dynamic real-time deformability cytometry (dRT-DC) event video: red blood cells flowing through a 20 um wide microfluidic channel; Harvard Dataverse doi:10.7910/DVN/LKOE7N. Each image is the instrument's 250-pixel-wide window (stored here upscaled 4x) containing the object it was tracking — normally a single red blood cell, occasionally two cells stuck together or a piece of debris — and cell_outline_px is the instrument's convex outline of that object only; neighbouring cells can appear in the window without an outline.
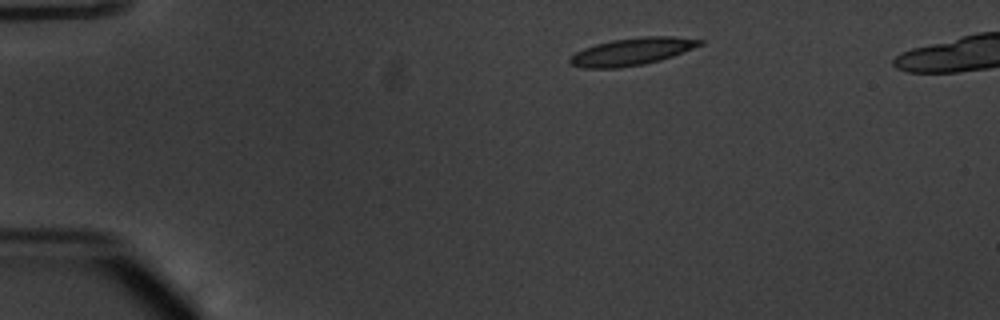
{"species": "common noctule bat (a hibernating species)", "species_latin": "Nyctalus noctula", "temperature_condition": "warm", "stored_images_in_passage": 44, "camera_frame_rate_fps": 3000, "um_per_image_px": 0.085, "animal": {"sex": "male", "body_mass_g": 20.1, "forearm_length_mm": 53.5}, "frame": {"image": 1, "passage_image": 1, "time_ms": 0.0, "image_size_px": [1000, 320], "cell_outline_px": [[704, 44], [672, 56], [660, 60], [644, 64], [616, 68], [580, 68], [572, 64], [568, 60], [576, 52], [584, 48], [596, 44], [612, 40], [640, 36], [672, 36], [704, 40]], "centroid_in_image_um": [53.73, 4.38], "position_along_channel_um": 31.3, "area_um2": 20.63}}
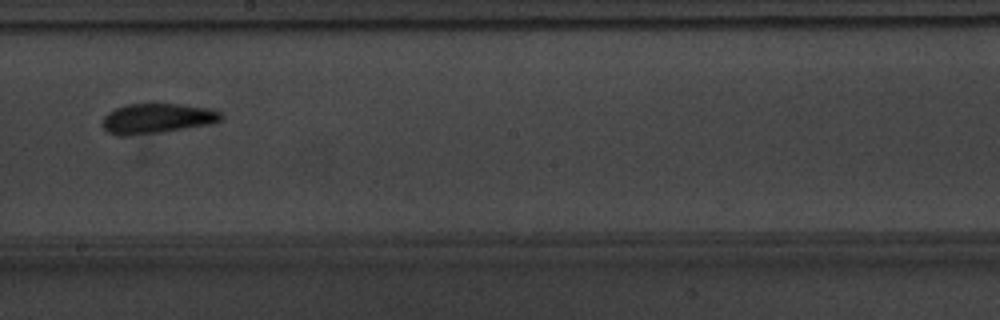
{"frame": {"image": 2, "passage_image": 22, "time_ms": 7.0, "image_size_px": [1000, 320], "cell_outline_px": [[224, 116], [220, 120], [212, 124], [128, 136], [116, 136], [108, 132], [100, 124], [104, 116], [108, 112], [124, 104], [180, 104], [208, 108], [220, 112]], "centroid_in_image_um": [13.3, 10.06], "position_along_channel_um": 234.9, "area_um2": 20.69}}
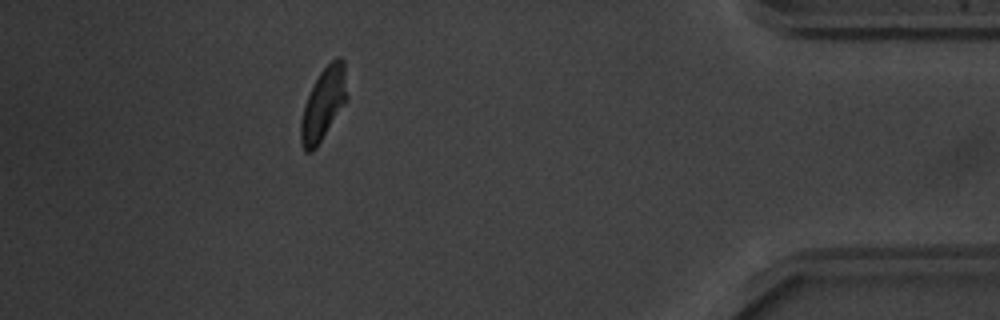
{"frame": {"image": 3, "passage_image": 39, "time_ms": 12.667, "image_size_px": [1000, 320], "cell_outline_px": [[348, 100], [316, 148], [312, 152], [304, 152], [300, 140], [300, 120], [304, 104], [320, 72], [336, 56], [340, 56], [344, 60], [348, 96]], "centroid_in_image_um": [27.5, 8.85], "position_along_channel_um": 407.7, "area_um2": 19.65}}